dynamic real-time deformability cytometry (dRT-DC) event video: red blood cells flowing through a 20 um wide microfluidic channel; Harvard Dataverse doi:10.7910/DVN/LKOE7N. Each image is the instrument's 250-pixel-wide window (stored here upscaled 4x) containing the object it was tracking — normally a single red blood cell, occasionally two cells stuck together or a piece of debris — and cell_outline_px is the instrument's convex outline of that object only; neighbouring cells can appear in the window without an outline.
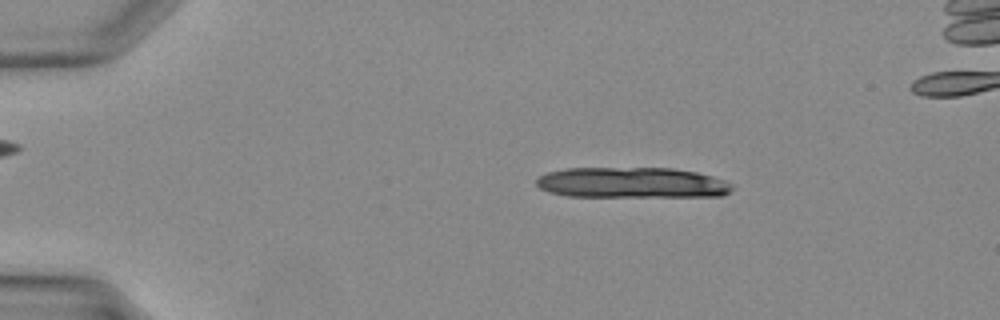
{"species": "Egyptian fruit bat (a non-hibernating species)", "species_latin": "Rousettus aegyptiacus", "temperature_condition": "warm", "stored_images_in_passage": 12, "segment_of_instrument_passage": [1, 2], "camera_frame_rate_fps": 3000, "um_per_image_px": 0.085, "animal": {"sex": "female"}, "frame": {"image": 1, "passage_image": 1, "time_ms": 0.0, "image_size_px": [1000, 320], "cell_outline_px": [[732, 188], [728, 192], [720, 196], [568, 196], [548, 192], [540, 188], [536, 184], [536, 180], [540, 176], [548, 172], [564, 168], [672, 168], [696, 172], [712, 176], [724, 180], [732, 184]], "centroid_in_image_um": [53.68, 15.52], "position_along_channel_um": 31.3, "area_um2": 34.85}}